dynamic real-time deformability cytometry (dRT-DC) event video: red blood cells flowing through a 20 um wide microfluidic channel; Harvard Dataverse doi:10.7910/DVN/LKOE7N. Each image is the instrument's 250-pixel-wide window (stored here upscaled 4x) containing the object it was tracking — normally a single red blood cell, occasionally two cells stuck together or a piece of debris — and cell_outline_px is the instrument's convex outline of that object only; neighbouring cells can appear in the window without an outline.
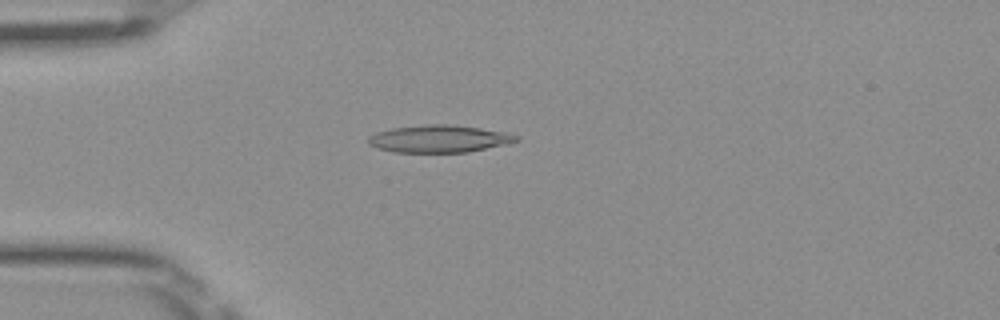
{"species": "Egyptian fruit bat (a non-hibernating species)", "species_latin": "Rousettus aegyptiacus", "temperature_condition": "room temperature", "stored_images_in_passage": 50, "camera_frame_rate_fps": 3000, "um_per_image_px": 0.085, "frame": {"image": 1, "passage_image": 13, "time_ms": 4.0, "image_size_px": [1000, 320], "cell_outline_px": [[520, 140], [508, 144], [468, 152], [392, 152], [376, 148], [368, 144], [368, 136], [376, 132], [392, 128], [428, 124], [448, 124], [480, 128], [508, 132], [520, 136]], "centroid_in_image_um": [37.35, 11.8], "position_along_channel_um": 47.7, "area_um2": 23.81}}
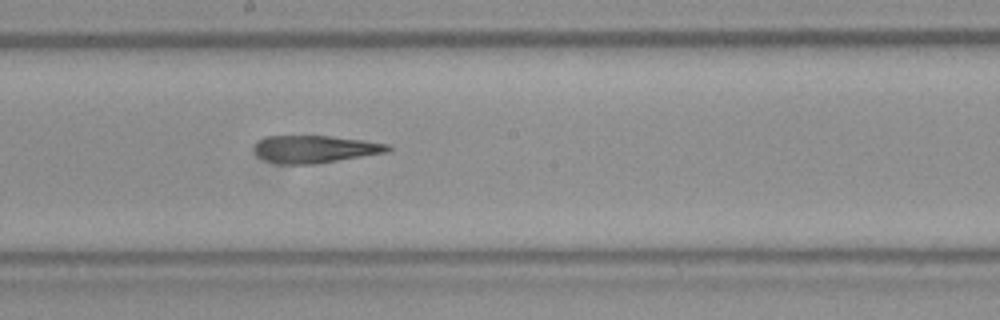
{"frame": {"image": 2, "passage_image": 27, "time_ms": 8.667, "image_size_px": [1000, 320], "cell_outline_px": [[392, 148], [388, 152], [316, 164], [280, 164], [264, 160], [256, 156], [256, 144], [260, 140], [268, 136], [332, 136], [364, 140], [388, 144]], "centroid_in_image_um": [26.8, 12.68], "position_along_channel_um": 221.4, "area_um2": 21.33}}
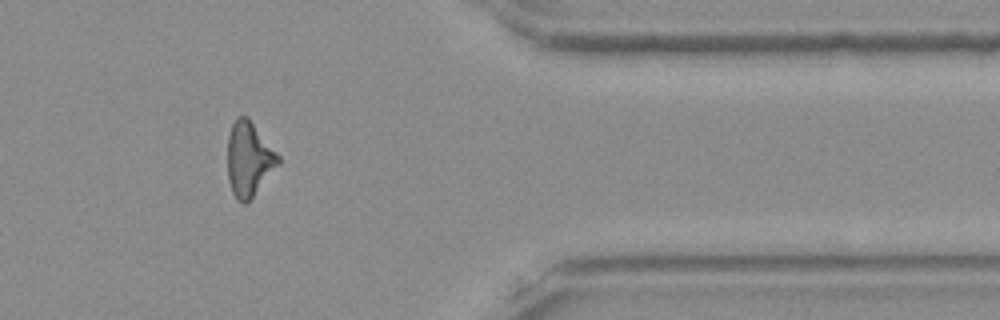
{"frame": {"image": 3, "passage_image": 41, "time_ms": 13.333, "image_size_px": [1000, 320], "cell_outline_px": [[280, 164], [252, 196], [244, 204], [236, 200], [232, 192], [228, 180], [228, 136], [232, 124], [240, 116], [248, 116], [280, 156]], "centroid_in_image_um": [21.16, 13.51], "position_along_channel_um": 390.2, "area_um2": 21.85}, "authors_computed_cell_mechanics": {"area_um2": 22.3108, "velocity_mm_per_s": 4.047, "shape_relaxation_time_tau1_ms": null, "shape_relaxation_time_tau2_ms": 3.9921, "deformation_change_tau1": null, "deformation_change_tau2": 0.1687}}